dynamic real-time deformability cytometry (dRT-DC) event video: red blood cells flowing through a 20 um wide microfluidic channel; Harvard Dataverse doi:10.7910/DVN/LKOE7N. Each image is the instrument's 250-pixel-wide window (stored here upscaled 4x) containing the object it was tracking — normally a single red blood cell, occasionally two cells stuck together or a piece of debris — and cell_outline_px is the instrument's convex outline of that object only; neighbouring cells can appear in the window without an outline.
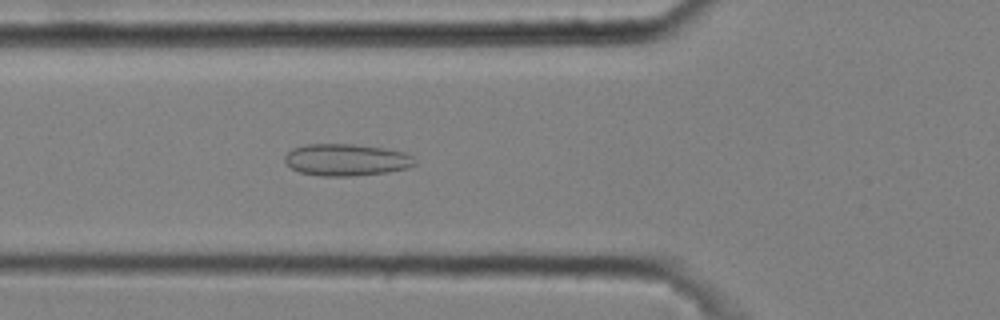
{"species": "common noctule bat (a hibernating species)", "species_latin": "Nyctalus noctula", "temperature_condition": "cold", "stored_images_in_passage": 52, "camera_frame_rate_fps": 3000, "um_per_image_px": 0.085, "animal": {"sex": "male", "body_mass_g": 20.4}, "frame": {"image": 1, "passage_image": 19, "time_ms": 6.0, "image_size_px": [1000, 320], "cell_outline_px": [[416, 164], [408, 168], [388, 172], [352, 176], [320, 176], [300, 172], [292, 168], [284, 160], [284, 156], [292, 148], [304, 144], [352, 144], [384, 148], [404, 152], [412, 156]], "centroid_in_image_um": [29.43, 13.58], "position_along_channel_um": 96.4, "area_um2": 24.22}}
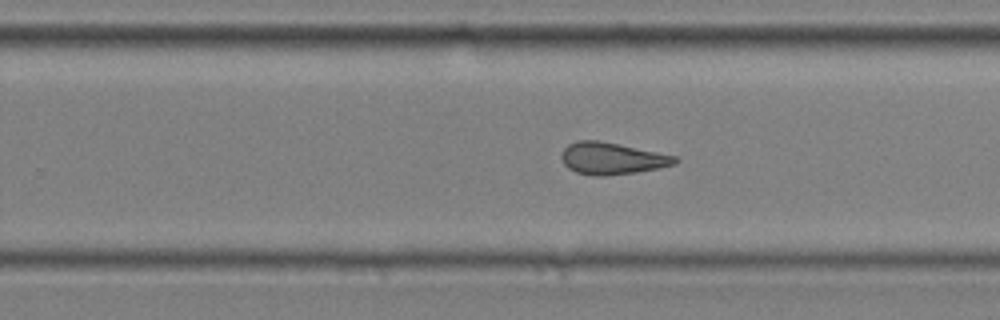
{"frame": {"image": 2, "passage_image": 34, "time_ms": 11.0, "image_size_px": [1000, 320], "cell_outline_px": [[680, 160], [676, 164], [636, 172], [604, 176], [592, 176], [576, 172], [568, 168], [564, 164], [560, 156], [564, 148], [568, 144], [580, 140], [600, 140], [676, 156]], "centroid_in_image_um": [51.99, 13.47], "position_along_channel_um": 277.8, "area_um2": 21.1}}
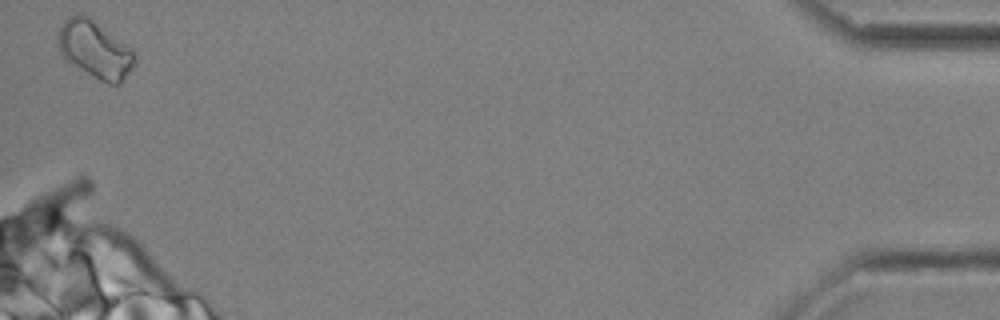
{"frame": {"image": 3, "passage_image": 52, "time_ms": 17.0, "image_size_px": [1000, 320], "cell_outline_px": [[136, 64], [120, 84], [108, 84], [100, 80], [64, 60], [56, 44], [56, 40], [60, 28], [64, 20], [68, 16], [80, 12], [88, 16], [132, 48], [136, 52]], "centroid_in_image_um": [8.07, 4.2], "position_along_channel_um": 427.1, "area_um2": 25.95}, "authors_computed_cell_mechanics": {"area_um2": 21.8773, "velocity_mm_per_s": 3.6295, "shape_relaxation_time_tau1_ms": null, "shape_relaxation_time_tau2_ms": 3.5736, "deformation_change_tau1": null, "deformation_change_tau2": 0.126}}